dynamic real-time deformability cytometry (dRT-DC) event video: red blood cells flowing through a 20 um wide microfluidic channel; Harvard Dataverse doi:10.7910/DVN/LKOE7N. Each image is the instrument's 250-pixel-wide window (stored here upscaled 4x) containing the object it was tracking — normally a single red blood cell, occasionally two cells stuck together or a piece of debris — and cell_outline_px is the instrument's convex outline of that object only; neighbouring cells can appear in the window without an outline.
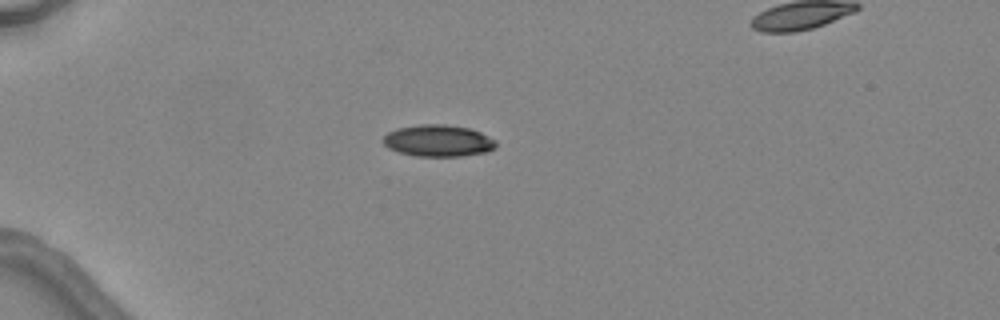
{"species": "common noctule bat (a hibernating species)", "species_latin": "Nyctalus noctula", "temperature_condition": "warm", "stored_images_in_passage": 3, "camera_frame_rate_fps": 3000, "um_per_image_px": 0.085, "animal": {"sex": "female", "body_mass_g": 24.6, "forearm_length_mm": 56.2}, "frame": {"image": 1, "passage_image": 1, "time_ms": 0.0, "image_size_px": [1000, 320], "cell_outline_px": [[496, 148], [488, 152], [464, 156], [416, 156], [400, 152], [388, 148], [380, 140], [388, 132], [396, 128], [420, 124], [444, 124], [468, 128], [480, 132], [496, 140]], "centroid_in_image_um": [37.24, 11.96], "position_along_channel_um": 47.8, "area_um2": 21.04}}